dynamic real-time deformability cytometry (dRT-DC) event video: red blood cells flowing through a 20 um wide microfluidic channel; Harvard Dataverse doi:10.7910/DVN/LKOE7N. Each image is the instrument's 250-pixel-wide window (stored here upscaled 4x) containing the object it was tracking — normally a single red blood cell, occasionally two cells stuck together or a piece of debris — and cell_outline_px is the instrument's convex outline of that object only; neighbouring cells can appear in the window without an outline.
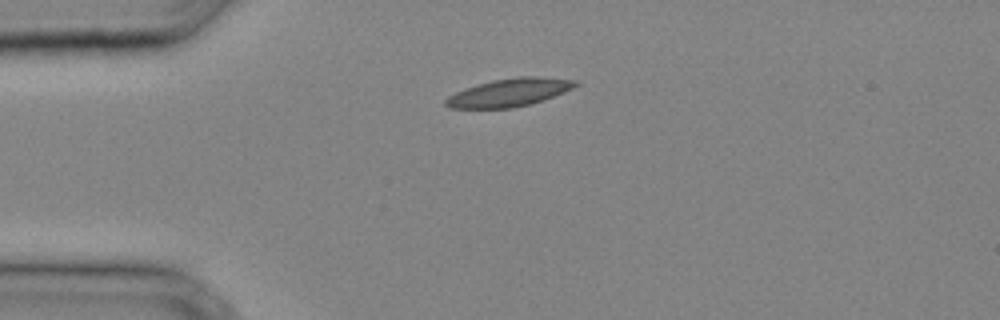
{"species": "common noctule bat (a hibernating species)", "species_latin": "Nyctalus noctula", "temperature_condition": "cold", "stored_images_in_passage": 23, "camera_frame_rate_fps": 3000, "um_per_image_px": 0.085, "animal": {"sex": "male", "body_mass_g": 20.4}, "frame": {"image": 1, "passage_image": 1, "time_ms": 0.0, "image_size_px": [1000, 320], "cell_outline_px": [[580, 84], [564, 92], [544, 100], [512, 108], [448, 108], [444, 104], [444, 100], [448, 96], [464, 88], [492, 80], [520, 76], [536, 76], [576, 80]], "centroid_in_image_um": [43.27, 7.86], "position_along_channel_um": 41.7, "area_um2": 21.15}}
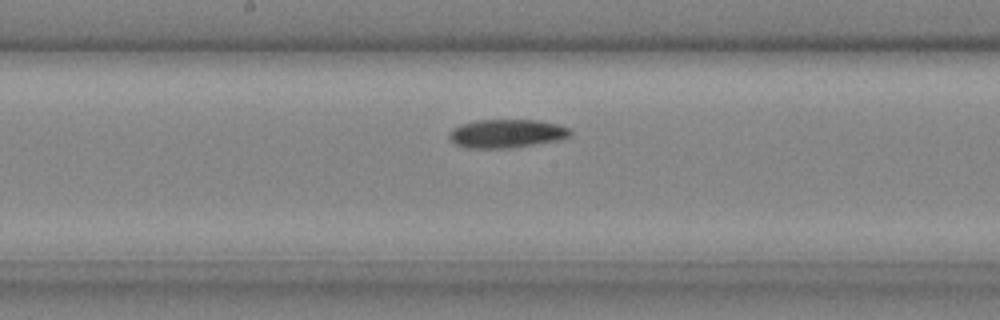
{"frame": {"image": 2, "passage_image": 11, "time_ms": 3.333, "image_size_px": [1000, 320], "cell_outline_px": [[572, 136], [556, 140], [512, 148], [468, 148], [456, 144], [448, 136], [452, 128], [460, 124], [476, 120], [536, 120], [556, 124], [568, 128], [572, 132]], "centroid_in_image_um": [43.04, 11.35], "position_along_channel_um": 205.2, "area_um2": 20.0}}
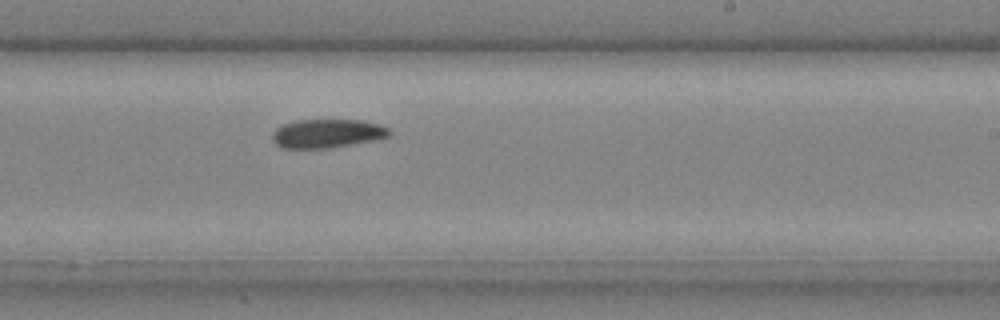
{"frame": {"image": 3, "passage_image": 14, "time_ms": 4.333, "image_size_px": [1000, 320], "cell_outline_px": [[392, 132], [388, 136], [380, 140], [332, 148], [280, 148], [272, 140], [272, 132], [276, 128], [284, 124], [296, 120], [360, 120], [380, 124], [388, 128]], "centroid_in_image_um": [27.84, 11.36], "position_along_channel_um": 261.2, "area_um2": 19.94}}